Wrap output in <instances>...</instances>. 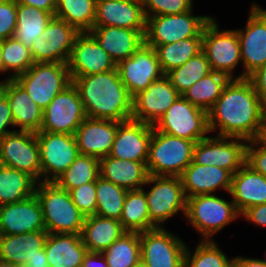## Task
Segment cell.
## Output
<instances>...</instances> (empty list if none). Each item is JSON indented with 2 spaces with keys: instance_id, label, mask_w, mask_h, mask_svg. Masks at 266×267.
<instances>
[{
  "instance_id": "cell-1",
  "label": "cell",
  "mask_w": 266,
  "mask_h": 267,
  "mask_svg": "<svg viewBox=\"0 0 266 267\" xmlns=\"http://www.w3.org/2000/svg\"><path fill=\"white\" fill-rule=\"evenodd\" d=\"M266 106L248 78L230 79L208 112L209 131L217 136L260 139L265 126Z\"/></svg>"
},
{
  "instance_id": "cell-2",
  "label": "cell",
  "mask_w": 266,
  "mask_h": 267,
  "mask_svg": "<svg viewBox=\"0 0 266 267\" xmlns=\"http://www.w3.org/2000/svg\"><path fill=\"white\" fill-rule=\"evenodd\" d=\"M86 117L124 122L132 118V100L117 69L71 78Z\"/></svg>"
},
{
  "instance_id": "cell-3",
  "label": "cell",
  "mask_w": 266,
  "mask_h": 267,
  "mask_svg": "<svg viewBox=\"0 0 266 267\" xmlns=\"http://www.w3.org/2000/svg\"><path fill=\"white\" fill-rule=\"evenodd\" d=\"M35 195L41 204L47 233L81 234L85 216L72 202L69 191L55 182L41 181L36 186Z\"/></svg>"
},
{
  "instance_id": "cell-4",
  "label": "cell",
  "mask_w": 266,
  "mask_h": 267,
  "mask_svg": "<svg viewBox=\"0 0 266 267\" xmlns=\"http://www.w3.org/2000/svg\"><path fill=\"white\" fill-rule=\"evenodd\" d=\"M195 141L152 129L146 168L149 175L180 177L193 161Z\"/></svg>"
},
{
  "instance_id": "cell-5",
  "label": "cell",
  "mask_w": 266,
  "mask_h": 267,
  "mask_svg": "<svg viewBox=\"0 0 266 267\" xmlns=\"http://www.w3.org/2000/svg\"><path fill=\"white\" fill-rule=\"evenodd\" d=\"M240 215L232 198L227 201L215 194L187 198L185 219L201 235L200 240H213V235Z\"/></svg>"
},
{
  "instance_id": "cell-6",
  "label": "cell",
  "mask_w": 266,
  "mask_h": 267,
  "mask_svg": "<svg viewBox=\"0 0 266 267\" xmlns=\"http://www.w3.org/2000/svg\"><path fill=\"white\" fill-rule=\"evenodd\" d=\"M213 17L193 15V9L181 14L146 17L144 43L152 48L188 38H202Z\"/></svg>"
},
{
  "instance_id": "cell-7",
  "label": "cell",
  "mask_w": 266,
  "mask_h": 267,
  "mask_svg": "<svg viewBox=\"0 0 266 267\" xmlns=\"http://www.w3.org/2000/svg\"><path fill=\"white\" fill-rule=\"evenodd\" d=\"M15 80L43 110L72 83L67 64L51 62L34 63Z\"/></svg>"
},
{
  "instance_id": "cell-8",
  "label": "cell",
  "mask_w": 266,
  "mask_h": 267,
  "mask_svg": "<svg viewBox=\"0 0 266 267\" xmlns=\"http://www.w3.org/2000/svg\"><path fill=\"white\" fill-rule=\"evenodd\" d=\"M156 131L198 142L207 138L208 113L180 95L153 125Z\"/></svg>"
},
{
  "instance_id": "cell-9",
  "label": "cell",
  "mask_w": 266,
  "mask_h": 267,
  "mask_svg": "<svg viewBox=\"0 0 266 267\" xmlns=\"http://www.w3.org/2000/svg\"><path fill=\"white\" fill-rule=\"evenodd\" d=\"M215 18L205 26L202 33V51L209 61L212 71L236 79L233 71L242 63L240 43L235 30H220Z\"/></svg>"
},
{
  "instance_id": "cell-10",
  "label": "cell",
  "mask_w": 266,
  "mask_h": 267,
  "mask_svg": "<svg viewBox=\"0 0 266 267\" xmlns=\"http://www.w3.org/2000/svg\"><path fill=\"white\" fill-rule=\"evenodd\" d=\"M154 186L146 194L150 221L162 228L164 222L181 211L186 213L187 197L180 177L153 176L147 177L145 185Z\"/></svg>"
},
{
  "instance_id": "cell-11",
  "label": "cell",
  "mask_w": 266,
  "mask_h": 267,
  "mask_svg": "<svg viewBox=\"0 0 266 267\" xmlns=\"http://www.w3.org/2000/svg\"><path fill=\"white\" fill-rule=\"evenodd\" d=\"M41 164V181L54 182L79 155L74 135L36 132Z\"/></svg>"
},
{
  "instance_id": "cell-12",
  "label": "cell",
  "mask_w": 266,
  "mask_h": 267,
  "mask_svg": "<svg viewBox=\"0 0 266 267\" xmlns=\"http://www.w3.org/2000/svg\"><path fill=\"white\" fill-rule=\"evenodd\" d=\"M250 8L245 29L236 30L244 69L236 79L248 78L266 63V9L256 3Z\"/></svg>"
},
{
  "instance_id": "cell-13",
  "label": "cell",
  "mask_w": 266,
  "mask_h": 267,
  "mask_svg": "<svg viewBox=\"0 0 266 267\" xmlns=\"http://www.w3.org/2000/svg\"><path fill=\"white\" fill-rule=\"evenodd\" d=\"M80 32L63 19L53 16L45 30L29 47L34 63H66Z\"/></svg>"
},
{
  "instance_id": "cell-14",
  "label": "cell",
  "mask_w": 266,
  "mask_h": 267,
  "mask_svg": "<svg viewBox=\"0 0 266 267\" xmlns=\"http://www.w3.org/2000/svg\"><path fill=\"white\" fill-rule=\"evenodd\" d=\"M0 165L14 168L41 182V164L36 133L16 130L0 139Z\"/></svg>"
},
{
  "instance_id": "cell-15",
  "label": "cell",
  "mask_w": 266,
  "mask_h": 267,
  "mask_svg": "<svg viewBox=\"0 0 266 267\" xmlns=\"http://www.w3.org/2000/svg\"><path fill=\"white\" fill-rule=\"evenodd\" d=\"M247 141L240 138L208 136L195 143L193 162L212 165L235 174L246 160Z\"/></svg>"
},
{
  "instance_id": "cell-16",
  "label": "cell",
  "mask_w": 266,
  "mask_h": 267,
  "mask_svg": "<svg viewBox=\"0 0 266 267\" xmlns=\"http://www.w3.org/2000/svg\"><path fill=\"white\" fill-rule=\"evenodd\" d=\"M85 118L82 101L76 87L71 83L43 110L40 131L74 135Z\"/></svg>"
},
{
  "instance_id": "cell-17",
  "label": "cell",
  "mask_w": 266,
  "mask_h": 267,
  "mask_svg": "<svg viewBox=\"0 0 266 267\" xmlns=\"http://www.w3.org/2000/svg\"><path fill=\"white\" fill-rule=\"evenodd\" d=\"M140 246L149 267H183L187 245L164 227L140 232Z\"/></svg>"
},
{
  "instance_id": "cell-18",
  "label": "cell",
  "mask_w": 266,
  "mask_h": 267,
  "mask_svg": "<svg viewBox=\"0 0 266 267\" xmlns=\"http://www.w3.org/2000/svg\"><path fill=\"white\" fill-rule=\"evenodd\" d=\"M117 70L132 98L164 76L154 48L145 43L131 57L120 61Z\"/></svg>"
},
{
  "instance_id": "cell-19",
  "label": "cell",
  "mask_w": 266,
  "mask_h": 267,
  "mask_svg": "<svg viewBox=\"0 0 266 267\" xmlns=\"http://www.w3.org/2000/svg\"><path fill=\"white\" fill-rule=\"evenodd\" d=\"M67 66L71 78L117 69L114 60L88 32L80 33L75 39Z\"/></svg>"
},
{
  "instance_id": "cell-20",
  "label": "cell",
  "mask_w": 266,
  "mask_h": 267,
  "mask_svg": "<svg viewBox=\"0 0 266 267\" xmlns=\"http://www.w3.org/2000/svg\"><path fill=\"white\" fill-rule=\"evenodd\" d=\"M179 96L164 75L133 97L131 119L154 125Z\"/></svg>"
},
{
  "instance_id": "cell-21",
  "label": "cell",
  "mask_w": 266,
  "mask_h": 267,
  "mask_svg": "<svg viewBox=\"0 0 266 267\" xmlns=\"http://www.w3.org/2000/svg\"><path fill=\"white\" fill-rule=\"evenodd\" d=\"M153 125L133 119L120 122L109 156L147 164Z\"/></svg>"
},
{
  "instance_id": "cell-22",
  "label": "cell",
  "mask_w": 266,
  "mask_h": 267,
  "mask_svg": "<svg viewBox=\"0 0 266 267\" xmlns=\"http://www.w3.org/2000/svg\"><path fill=\"white\" fill-rule=\"evenodd\" d=\"M34 231H46L41 204L35 194L25 200L0 206V234Z\"/></svg>"
},
{
  "instance_id": "cell-23",
  "label": "cell",
  "mask_w": 266,
  "mask_h": 267,
  "mask_svg": "<svg viewBox=\"0 0 266 267\" xmlns=\"http://www.w3.org/2000/svg\"><path fill=\"white\" fill-rule=\"evenodd\" d=\"M120 122L86 117L75 131L80 155L98 159L110 154Z\"/></svg>"
},
{
  "instance_id": "cell-24",
  "label": "cell",
  "mask_w": 266,
  "mask_h": 267,
  "mask_svg": "<svg viewBox=\"0 0 266 267\" xmlns=\"http://www.w3.org/2000/svg\"><path fill=\"white\" fill-rule=\"evenodd\" d=\"M94 26L146 30V17L142 0H96Z\"/></svg>"
},
{
  "instance_id": "cell-25",
  "label": "cell",
  "mask_w": 266,
  "mask_h": 267,
  "mask_svg": "<svg viewBox=\"0 0 266 267\" xmlns=\"http://www.w3.org/2000/svg\"><path fill=\"white\" fill-rule=\"evenodd\" d=\"M233 174L225 169L212 165H199L193 161L180 176L185 196L215 194L222 189L229 194Z\"/></svg>"
},
{
  "instance_id": "cell-26",
  "label": "cell",
  "mask_w": 266,
  "mask_h": 267,
  "mask_svg": "<svg viewBox=\"0 0 266 267\" xmlns=\"http://www.w3.org/2000/svg\"><path fill=\"white\" fill-rule=\"evenodd\" d=\"M146 30H131L114 26H94L88 32L116 64L131 57L144 43Z\"/></svg>"
},
{
  "instance_id": "cell-27",
  "label": "cell",
  "mask_w": 266,
  "mask_h": 267,
  "mask_svg": "<svg viewBox=\"0 0 266 267\" xmlns=\"http://www.w3.org/2000/svg\"><path fill=\"white\" fill-rule=\"evenodd\" d=\"M229 195L240 214L247 208L266 204V177L245 163L233 174Z\"/></svg>"
},
{
  "instance_id": "cell-28",
  "label": "cell",
  "mask_w": 266,
  "mask_h": 267,
  "mask_svg": "<svg viewBox=\"0 0 266 267\" xmlns=\"http://www.w3.org/2000/svg\"><path fill=\"white\" fill-rule=\"evenodd\" d=\"M44 249L49 267H81L88 252L78 234L48 233Z\"/></svg>"
},
{
  "instance_id": "cell-29",
  "label": "cell",
  "mask_w": 266,
  "mask_h": 267,
  "mask_svg": "<svg viewBox=\"0 0 266 267\" xmlns=\"http://www.w3.org/2000/svg\"><path fill=\"white\" fill-rule=\"evenodd\" d=\"M100 176L126 190L143 188L149 176L143 162L106 156L99 159Z\"/></svg>"
},
{
  "instance_id": "cell-30",
  "label": "cell",
  "mask_w": 266,
  "mask_h": 267,
  "mask_svg": "<svg viewBox=\"0 0 266 267\" xmlns=\"http://www.w3.org/2000/svg\"><path fill=\"white\" fill-rule=\"evenodd\" d=\"M5 97L10 104L14 127L21 131L39 132L43 122V109L15 79L8 84Z\"/></svg>"
},
{
  "instance_id": "cell-31",
  "label": "cell",
  "mask_w": 266,
  "mask_h": 267,
  "mask_svg": "<svg viewBox=\"0 0 266 267\" xmlns=\"http://www.w3.org/2000/svg\"><path fill=\"white\" fill-rule=\"evenodd\" d=\"M47 235V231L0 234V260L24 266L27 260L39 255V250L44 248Z\"/></svg>"
},
{
  "instance_id": "cell-32",
  "label": "cell",
  "mask_w": 266,
  "mask_h": 267,
  "mask_svg": "<svg viewBox=\"0 0 266 267\" xmlns=\"http://www.w3.org/2000/svg\"><path fill=\"white\" fill-rule=\"evenodd\" d=\"M125 232L119 220L92 215L85 217L80 236L88 252L103 253Z\"/></svg>"
},
{
  "instance_id": "cell-33",
  "label": "cell",
  "mask_w": 266,
  "mask_h": 267,
  "mask_svg": "<svg viewBox=\"0 0 266 267\" xmlns=\"http://www.w3.org/2000/svg\"><path fill=\"white\" fill-rule=\"evenodd\" d=\"M37 184L29 174L0 165V206L33 196Z\"/></svg>"
},
{
  "instance_id": "cell-34",
  "label": "cell",
  "mask_w": 266,
  "mask_h": 267,
  "mask_svg": "<svg viewBox=\"0 0 266 267\" xmlns=\"http://www.w3.org/2000/svg\"><path fill=\"white\" fill-rule=\"evenodd\" d=\"M119 221L127 232L140 233L157 228L150 221L144 187L138 190H128Z\"/></svg>"
},
{
  "instance_id": "cell-35",
  "label": "cell",
  "mask_w": 266,
  "mask_h": 267,
  "mask_svg": "<svg viewBox=\"0 0 266 267\" xmlns=\"http://www.w3.org/2000/svg\"><path fill=\"white\" fill-rule=\"evenodd\" d=\"M229 80L230 78L227 75L211 71L187 89L182 96L193 106L208 113L222 94L223 88Z\"/></svg>"
},
{
  "instance_id": "cell-36",
  "label": "cell",
  "mask_w": 266,
  "mask_h": 267,
  "mask_svg": "<svg viewBox=\"0 0 266 267\" xmlns=\"http://www.w3.org/2000/svg\"><path fill=\"white\" fill-rule=\"evenodd\" d=\"M54 15L36 7L18 4L14 37L30 47Z\"/></svg>"
},
{
  "instance_id": "cell-37",
  "label": "cell",
  "mask_w": 266,
  "mask_h": 267,
  "mask_svg": "<svg viewBox=\"0 0 266 267\" xmlns=\"http://www.w3.org/2000/svg\"><path fill=\"white\" fill-rule=\"evenodd\" d=\"M164 75L202 51V38H188L154 48Z\"/></svg>"
},
{
  "instance_id": "cell-38",
  "label": "cell",
  "mask_w": 266,
  "mask_h": 267,
  "mask_svg": "<svg viewBox=\"0 0 266 267\" xmlns=\"http://www.w3.org/2000/svg\"><path fill=\"white\" fill-rule=\"evenodd\" d=\"M96 0H56V17L80 33L90 32L95 23Z\"/></svg>"
},
{
  "instance_id": "cell-39",
  "label": "cell",
  "mask_w": 266,
  "mask_h": 267,
  "mask_svg": "<svg viewBox=\"0 0 266 267\" xmlns=\"http://www.w3.org/2000/svg\"><path fill=\"white\" fill-rule=\"evenodd\" d=\"M102 254L109 267H135L141 260L140 233L126 231Z\"/></svg>"
},
{
  "instance_id": "cell-40",
  "label": "cell",
  "mask_w": 266,
  "mask_h": 267,
  "mask_svg": "<svg viewBox=\"0 0 266 267\" xmlns=\"http://www.w3.org/2000/svg\"><path fill=\"white\" fill-rule=\"evenodd\" d=\"M127 192L99 176L96 180V215L120 220Z\"/></svg>"
},
{
  "instance_id": "cell-41",
  "label": "cell",
  "mask_w": 266,
  "mask_h": 267,
  "mask_svg": "<svg viewBox=\"0 0 266 267\" xmlns=\"http://www.w3.org/2000/svg\"><path fill=\"white\" fill-rule=\"evenodd\" d=\"M99 176V159L79 154L69 168L54 182L60 188L70 191L85 183L96 181Z\"/></svg>"
},
{
  "instance_id": "cell-42",
  "label": "cell",
  "mask_w": 266,
  "mask_h": 267,
  "mask_svg": "<svg viewBox=\"0 0 266 267\" xmlns=\"http://www.w3.org/2000/svg\"><path fill=\"white\" fill-rule=\"evenodd\" d=\"M212 71L209 61L203 51L191 57L182 66L173 69L165 76L170 80L172 86L182 95L197 81Z\"/></svg>"
},
{
  "instance_id": "cell-43",
  "label": "cell",
  "mask_w": 266,
  "mask_h": 267,
  "mask_svg": "<svg viewBox=\"0 0 266 267\" xmlns=\"http://www.w3.org/2000/svg\"><path fill=\"white\" fill-rule=\"evenodd\" d=\"M198 243L194 253L186 248L183 267H231L232 259L220 250L214 240H200Z\"/></svg>"
},
{
  "instance_id": "cell-44",
  "label": "cell",
  "mask_w": 266,
  "mask_h": 267,
  "mask_svg": "<svg viewBox=\"0 0 266 267\" xmlns=\"http://www.w3.org/2000/svg\"><path fill=\"white\" fill-rule=\"evenodd\" d=\"M2 60L6 72H13L8 78L13 79L25 73L34 64L30 48L15 37L2 41Z\"/></svg>"
},
{
  "instance_id": "cell-45",
  "label": "cell",
  "mask_w": 266,
  "mask_h": 267,
  "mask_svg": "<svg viewBox=\"0 0 266 267\" xmlns=\"http://www.w3.org/2000/svg\"><path fill=\"white\" fill-rule=\"evenodd\" d=\"M145 17L174 15L188 12L193 0H142Z\"/></svg>"
},
{
  "instance_id": "cell-46",
  "label": "cell",
  "mask_w": 266,
  "mask_h": 267,
  "mask_svg": "<svg viewBox=\"0 0 266 267\" xmlns=\"http://www.w3.org/2000/svg\"><path fill=\"white\" fill-rule=\"evenodd\" d=\"M69 193L72 202L85 217L96 215V181L71 189Z\"/></svg>"
},
{
  "instance_id": "cell-47",
  "label": "cell",
  "mask_w": 266,
  "mask_h": 267,
  "mask_svg": "<svg viewBox=\"0 0 266 267\" xmlns=\"http://www.w3.org/2000/svg\"><path fill=\"white\" fill-rule=\"evenodd\" d=\"M17 2L0 1V41L14 37L16 30Z\"/></svg>"
},
{
  "instance_id": "cell-48",
  "label": "cell",
  "mask_w": 266,
  "mask_h": 267,
  "mask_svg": "<svg viewBox=\"0 0 266 267\" xmlns=\"http://www.w3.org/2000/svg\"><path fill=\"white\" fill-rule=\"evenodd\" d=\"M245 163L266 177V145L260 139L247 142Z\"/></svg>"
},
{
  "instance_id": "cell-49",
  "label": "cell",
  "mask_w": 266,
  "mask_h": 267,
  "mask_svg": "<svg viewBox=\"0 0 266 267\" xmlns=\"http://www.w3.org/2000/svg\"><path fill=\"white\" fill-rule=\"evenodd\" d=\"M248 79L252 82L254 90L261 102L266 106V63L252 73Z\"/></svg>"
},
{
  "instance_id": "cell-50",
  "label": "cell",
  "mask_w": 266,
  "mask_h": 267,
  "mask_svg": "<svg viewBox=\"0 0 266 267\" xmlns=\"http://www.w3.org/2000/svg\"><path fill=\"white\" fill-rule=\"evenodd\" d=\"M8 126L14 127L13 115L10 109L9 101L6 97H4L0 101V139H2L5 135L16 131L7 129Z\"/></svg>"
},
{
  "instance_id": "cell-51",
  "label": "cell",
  "mask_w": 266,
  "mask_h": 267,
  "mask_svg": "<svg viewBox=\"0 0 266 267\" xmlns=\"http://www.w3.org/2000/svg\"><path fill=\"white\" fill-rule=\"evenodd\" d=\"M246 221L255 223L257 226H266V204L255 205L241 213Z\"/></svg>"
},
{
  "instance_id": "cell-52",
  "label": "cell",
  "mask_w": 266,
  "mask_h": 267,
  "mask_svg": "<svg viewBox=\"0 0 266 267\" xmlns=\"http://www.w3.org/2000/svg\"><path fill=\"white\" fill-rule=\"evenodd\" d=\"M18 4H24L47 11L53 15L56 12V0H15Z\"/></svg>"
},
{
  "instance_id": "cell-53",
  "label": "cell",
  "mask_w": 266,
  "mask_h": 267,
  "mask_svg": "<svg viewBox=\"0 0 266 267\" xmlns=\"http://www.w3.org/2000/svg\"><path fill=\"white\" fill-rule=\"evenodd\" d=\"M81 267H109L102 253L87 252Z\"/></svg>"
},
{
  "instance_id": "cell-54",
  "label": "cell",
  "mask_w": 266,
  "mask_h": 267,
  "mask_svg": "<svg viewBox=\"0 0 266 267\" xmlns=\"http://www.w3.org/2000/svg\"><path fill=\"white\" fill-rule=\"evenodd\" d=\"M231 267H266V259L238 256L232 258Z\"/></svg>"
},
{
  "instance_id": "cell-55",
  "label": "cell",
  "mask_w": 266,
  "mask_h": 267,
  "mask_svg": "<svg viewBox=\"0 0 266 267\" xmlns=\"http://www.w3.org/2000/svg\"><path fill=\"white\" fill-rule=\"evenodd\" d=\"M25 265H48L45 249L39 250V255L27 260Z\"/></svg>"
},
{
  "instance_id": "cell-56",
  "label": "cell",
  "mask_w": 266,
  "mask_h": 267,
  "mask_svg": "<svg viewBox=\"0 0 266 267\" xmlns=\"http://www.w3.org/2000/svg\"><path fill=\"white\" fill-rule=\"evenodd\" d=\"M13 78H6L5 81H0V101L5 97L8 84Z\"/></svg>"
},
{
  "instance_id": "cell-57",
  "label": "cell",
  "mask_w": 266,
  "mask_h": 267,
  "mask_svg": "<svg viewBox=\"0 0 266 267\" xmlns=\"http://www.w3.org/2000/svg\"><path fill=\"white\" fill-rule=\"evenodd\" d=\"M1 72L6 73L3 60H2V41H0V73Z\"/></svg>"
},
{
  "instance_id": "cell-58",
  "label": "cell",
  "mask_w": 266,
  "mask_h": 267,
  "mask_svg": "<svg viewBox=\"0 0 266 267\" xmlns=\"http://www.w3.org/2000/svg\"><path fill=\"white\" fill-rule=\"evenodd\" d=\"M0 267H23V266L18 265V264H14L11 262H4V261L0 260Z\"/></svg>"
},
{
  "instance_id": "cell-59",
  "label": "cell",
  "mask_w": 266,
  "mask_h": 267,
  "mask_svg": "<svg viewBox=\"0 0 266 267\" xmlns=\"http://www.w3.org/2000/svg\"><path fill=\"white\" fill-rule=\"evenodd\" d=\"M260 140L266 145V123H265L263 130H262Z\"/></svg>"
},
{
  "instance_id": "cell-60",
  "label": "cell",
  "mask_w": 266,
  "mask_h": 267,
  "mask_svg": "<svg viewBox=\"0 0 266 267\" xmlns=\"http://www.w3.org/2000/svg\"><path fill=\"white\" fill-rule=\"evenodd\" d=\"M135 267H149V266L142 260H140Z\"/></svg>"
},
{
  "instance_id": "cell-61",
  "label": "cell",
  "mask_w": 266,
  "mask_h": 267,
  "mask_svg": "<svg viewBox=\"0 0 266 267\" xmlns=\"http://www.w3.org/2000/svg\"><path fill=\"white\" fill-rule=\"evenodd\" d=\"M23 267H49V265H24Z\"/></svg>"
}]
</instances>
